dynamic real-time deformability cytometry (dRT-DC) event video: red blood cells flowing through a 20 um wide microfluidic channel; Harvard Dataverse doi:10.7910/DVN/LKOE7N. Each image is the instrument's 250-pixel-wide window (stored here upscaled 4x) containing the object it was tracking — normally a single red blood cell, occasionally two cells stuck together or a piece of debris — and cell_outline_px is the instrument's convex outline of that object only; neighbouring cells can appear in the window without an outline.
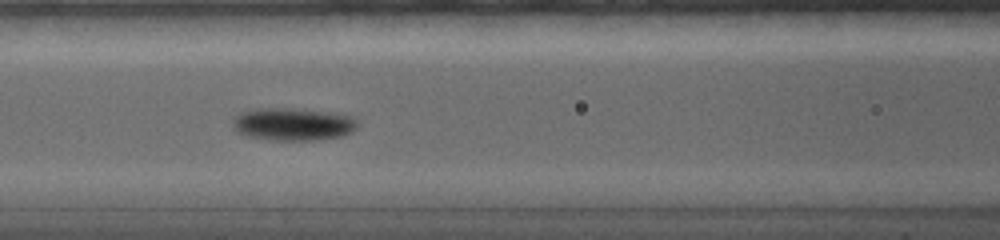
{"species": "common noctule bat (a hibernating species)", "species_latin": "Nyctalus noctula", "temperature_condition": "warm", "stored_images_in_passage": 61, "camera_frame_rate_fps": 5000, "um_per_image_px": 0.085, "animal": {"sex": "female", "body_mass_g": 19.0, "forearm_length_mm": 56.7}, "frame": {"image": 1, "passage_image": 20, "time_ms": 5.6, "image_size_px": [1000, 240], "cell_outline_px": [[356, 128], [352, 132], [344, 136], [316, 140], [272, 140], [248, 136], [236, 132], [232, 128], [232, 116], [240, 112], [252, 108], [292, 108], [328, 112], [352, 116], [356, 120]], "centroid_in_image_um": [24.84, 10.55], "position_along_channel_um": 141.8, "area_um2": 24.1}}
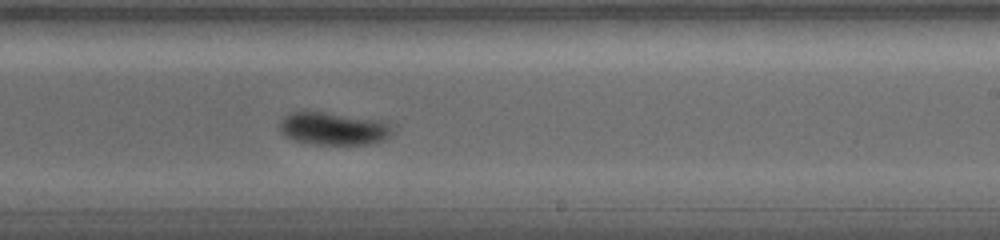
{"frame": {"image": 2, "passage_image": 32, "time_ms": 8.8, "image_size_px": [1000, 240], "cell_outline_px": [[392, 132], [384, 140], [368, 144], [312, 144], [292, 140], [284, 136], [280, 132], [280, 120], [284, 116], [292, 112], [304, 108], [388, 120]], "centroid_in_image_um": [28.31, 10.87], "position_along_channel_um": 260.7, "area_um2": 22.54}}
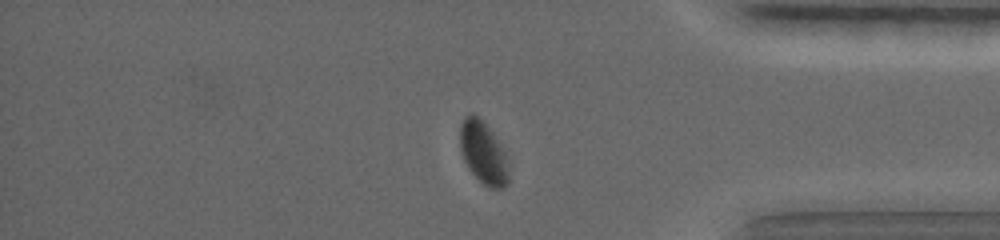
{"frame": {"image": 3, "passage_image": 52, "time_ms": 12.8, "image_size_px": [1000, 240], "cell_outline_px": [[508, 184], [500, 188], [488, 188], [468, 168], [464, 160], [460, 148], [460, 124], [464, 116], [472, 112], [484, 120], [492, 132], [504, 152], [508, 164]], "centroid_in_image_um": [41.06, 12.94], "position_along_channel_um": 394.1, "area_um2": 17.69}, "authors_computed_cell_mechanics": {"area_um2": 21.1548, "velocity_mm_per_s": 3.7339, "shape_relaxation_time_tau1_ms": 3.9448, "shape_relaxation_time_tau2_ms": null, "deformation_change_tau1": 0.1284, "deformation_change_tau2": null}}